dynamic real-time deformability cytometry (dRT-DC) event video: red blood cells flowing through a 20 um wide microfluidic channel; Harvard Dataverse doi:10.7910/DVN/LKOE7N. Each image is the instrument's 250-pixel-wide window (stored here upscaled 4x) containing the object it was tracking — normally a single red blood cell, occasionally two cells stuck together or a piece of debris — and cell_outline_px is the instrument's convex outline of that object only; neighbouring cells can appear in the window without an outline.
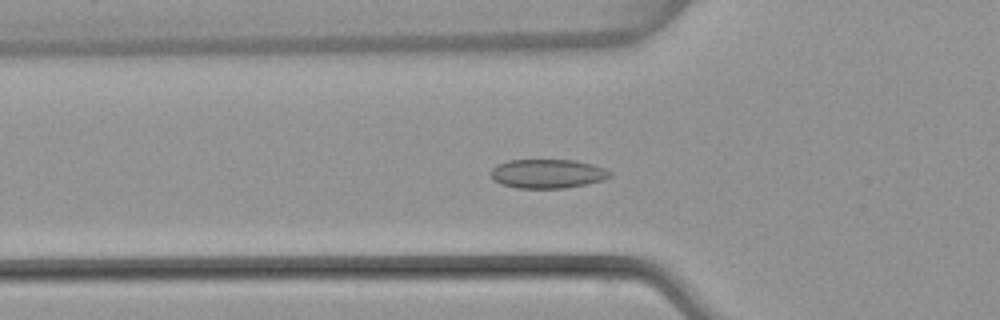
{"species": "common noctule bat (a hibernating species)", "species_latin": "Nyctalus noctula", "temperature_condition": "warm", "stored_images_in_passage": 52, "camera_frame_rate_fps": 3000, "um_per_image_px": 0.085, "animal": {"sex": "female", "body_mass_g": 22.7, "forearm_length_mm": 54.2}, "frame": {"image": 1, "passage_image": 18, "time_ms": 5.667, "image_size_px": [1000, 320], "cell_outline_px": [[612, 176], [604, 180], [564, 188], [516, 188], [500, 184], [492, 180], [492, 168], [496, 164], [508, 160], [572, 160], [592, 164], [604, 168], [612, 172]], "centroid_in_image_um": [46.52, 14.76], "position_along_channel_um": 79.3, "area_um2": 20.23}}
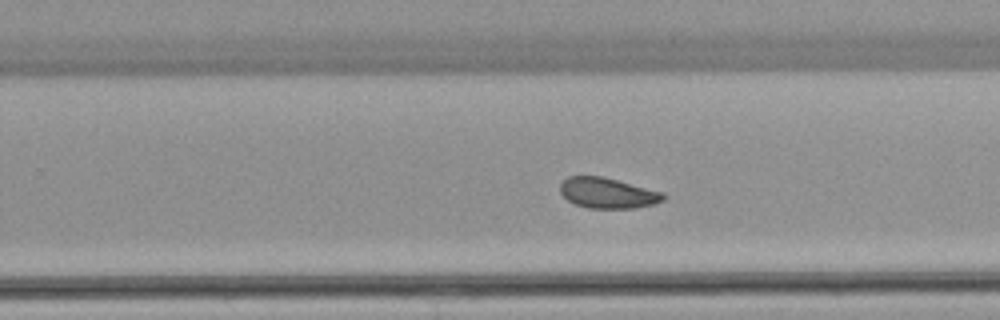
{"frame": {"image": 2, "passage_image": 33, "time_ms": 10.667, "image_size_px": [1000, 320], "cell_outline_px": [[668, 196], [664, 200], [656, 204], [632, 208], [588, 208], [576, 204], [568, 200], [560, 192], [560, 184], [568, 176], [604, 176], [664, 192]], "centroid_in_image_um": [51.7, 16.4], "position_along_channel_um": 278.1, "area_um2": 18.55}}
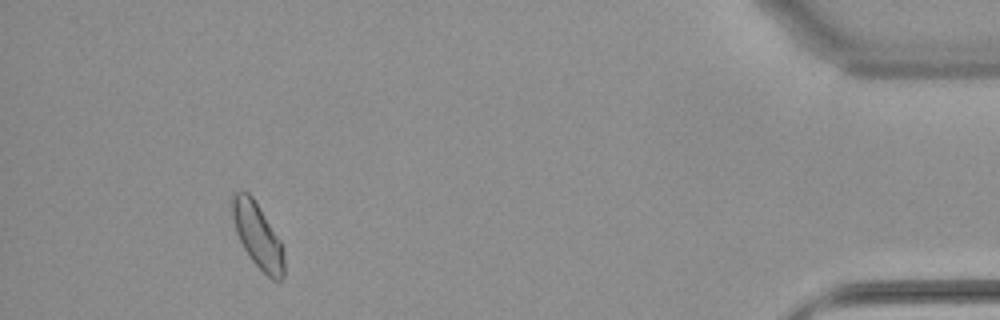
{"frame": {"image": 3, "passage_image": 48, "time_ms": 15.667, "image_size_px": [1000, 320], "cell_outline_px": [[284, 276], [280, 280], [272, 280], [252, 260], [244, 248], [236, 232], [228, 200], [232, 192], [248, 192], [252, 196], [280, 240], [284, 260]], "centroid_in_image_um": [21.85, 19.97], "position_along_channel_um": 413.3, "area_um2": 19.48}, "authors_computed_cell_mechanics": {"area_um2": 19.4786, "velocity_mm_per_s": 3.9786, "shape_relaxation_time_tau1_ms": 5.1619, "shape_relaxation_time_tau2_ms": 4.0032, "deformation_change_tau1": 0.0808, "deformation_change_tau2": 0.0604}}